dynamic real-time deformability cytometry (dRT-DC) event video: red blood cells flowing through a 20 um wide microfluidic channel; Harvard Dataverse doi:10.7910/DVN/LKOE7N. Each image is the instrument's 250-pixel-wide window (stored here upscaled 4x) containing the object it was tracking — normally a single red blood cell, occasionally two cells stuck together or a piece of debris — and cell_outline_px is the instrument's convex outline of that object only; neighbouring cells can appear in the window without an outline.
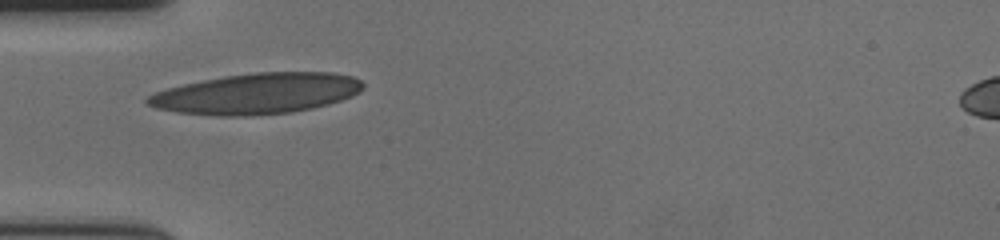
{"species": "human", "species_latin": "Homo sapiens", "temperature_condition": "cold", "stored_images_in_passage": 31, "camera_frame_rate_fps": 3000, "um_per_image_px": 0.085, "donor": {"sex": "female"}, "frame": {"image": 1, "passage_image": 1, "time_ms": 0.0, "image_size_px": [1000, 240], "cell_outline_px": [[364, 88], [360, 92], [352, 96], [328, 104], [312, 108], [288, 112], [252, 116], [220, 116], [176, 112], [156, 108], [144, 104], [144, 100], [148, 96], [156, 92], [180, 84], [200, 80], [224, 76], [256, 72], [332, 72], [352, 76], [360, 80], [364, 84]], "centroid_in_image_um": [21.8, 7.95], "position_along_channel_um": 63.2, "area_um2": 51.38}}
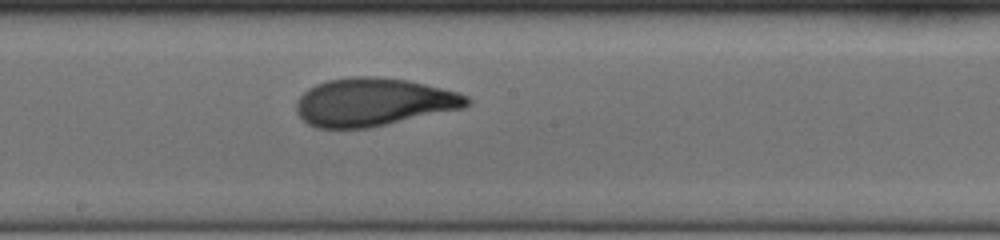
{"frame": {"image": 2, "passage_image": 14, "time_ms": 4.333, "image_size_px": [1000, 240], "cell_outline_px": [[472, 100], [464, 108], [368, 128], [316, 128], [308, 124], [296, 112], [296, 104], [300, 96], [308, 88], [316, 84], [328, 80], [352, 76], [376, 76], [408, 80], [456, 92], [468, 96]], "centroid_in_image_um": [31.73, 8.68], "position_along_channel_um": 216.5, "area_um2": 47.63}}
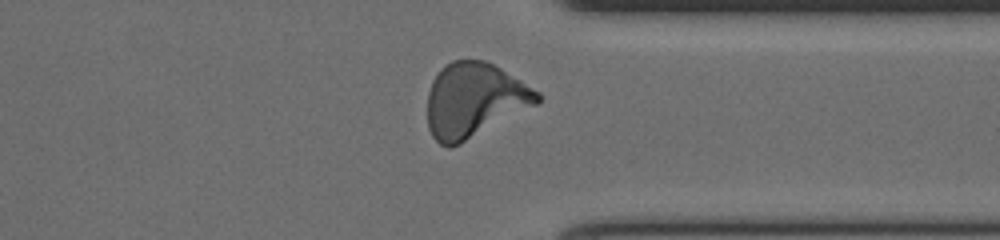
{"frame": {"image": 3, "passage_image": 27, "time_ms": 8.667, "image_size_px": [1000, 240], "cell_outline_px": [[540, 100], [536, 104], [460, 144], [448, 148], [440, 144], [432, 136], [428, 128], [428, 92], [432, 80], [440, 68], [444, 64], [452, 60], [484, 60], [500, 68], [540, 92]], "centroid_in_image_um": [40.27, 8.5], "position_along_channel_um": 371.1, "area_um2": 47.4}, "authors_computed_cell_mechanics": {"area_um2": 46.9336, "velocity_mm_per_s": 3.5967, "shape_relaxation_time_tau1_ms": 6.947, "shape_relaxation_time_tau2_ms": 1.5315, "deformation_change_tau1": 0.2542, "deformation_change_tau2": 0.081}}